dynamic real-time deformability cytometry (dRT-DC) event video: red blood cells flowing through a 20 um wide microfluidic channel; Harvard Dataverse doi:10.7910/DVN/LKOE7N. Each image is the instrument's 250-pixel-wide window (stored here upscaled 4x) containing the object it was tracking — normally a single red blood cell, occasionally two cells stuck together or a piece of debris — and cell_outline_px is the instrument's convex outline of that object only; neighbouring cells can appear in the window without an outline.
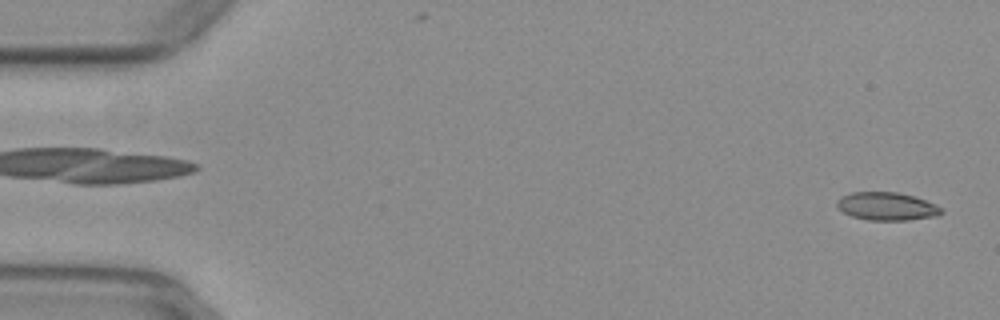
{"species": "common noctule bat (a hibernating species)", "species_latin": "Nyctalus noctula", "temperature_condition": "warm", "stored_images_in_passage": 52, "camera_frame_rate_fps": 3000, "um_per_image_px": 0.085, "animal": {"sex": "female", "body_mass_g": 29.2, "forearm_length_mm": 56.3}, "frame": {"image": 1, "passage_image": 1, "time_ms": 0.0, "image_size_px": [1000, 320], "cell_outline_px": [[944, 212], [940, 216], [908, 220], [868, 220], [852, 216], [836, 208], [836, 200], [840, 196], [852, 192], [896, 192], [912, 196], [936, 204], [944, 208]], "centroid_in_image_um": [75.39, 17.54], "position_along_channel_um": 9.6, "area_um2": 17.28}}
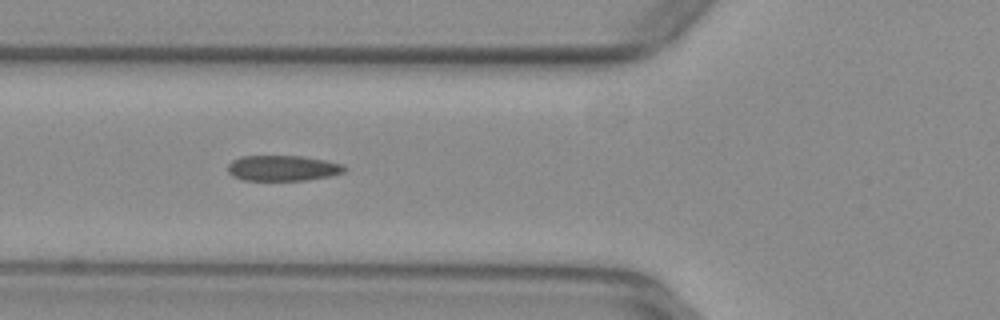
{"frame": {"image": 2, "passage_image": 19, "time_ms": 6.0, "image_size_px": [1000, 320], "cell_outline_px": [[348, 168], [344, 172], [332, 176], [308, 180], [244, 180], [232, 176], [228, 172], [228, 164], [232, 160], [240, 156], [304, 156], [344, 164]], "centroid_in_image_um": [24.06, 14.29], "position_along_channel_um": 101.7, "area_um2": 17.57}}
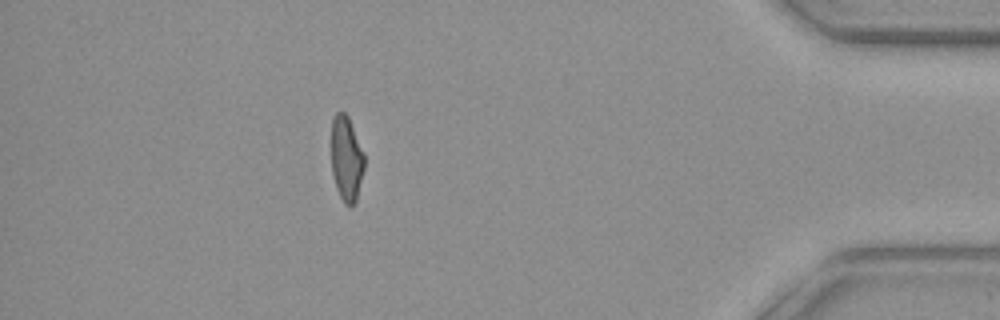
{"frame": {"image": 3, "passage_image": 46, "time_ms": 15.0, "image_size_px": [1000, 320], "cell_outline_px": [[364, 168], [356, 200], [352, 204], [344, 204], [336, 188], [332, 172], [332, 120], [336, 112], [344, 112], [348, 116], [364, 152]], "centroid_in_image_um": [29.45, 13.46], "position_along_channel_um": 405.8, "area_um2": 16.18}, "authors_computed_cell_mechanics": {"area_um2": 17.5423, "velocity_mm_per_s": 3.9482, "shape_relaxation_time_tau1_ms": null, "shape_relaxation_time_tau2_ms": 1.3604, "deformation_change_tau1": null, "deformation_change_tau2": 0.0822}}